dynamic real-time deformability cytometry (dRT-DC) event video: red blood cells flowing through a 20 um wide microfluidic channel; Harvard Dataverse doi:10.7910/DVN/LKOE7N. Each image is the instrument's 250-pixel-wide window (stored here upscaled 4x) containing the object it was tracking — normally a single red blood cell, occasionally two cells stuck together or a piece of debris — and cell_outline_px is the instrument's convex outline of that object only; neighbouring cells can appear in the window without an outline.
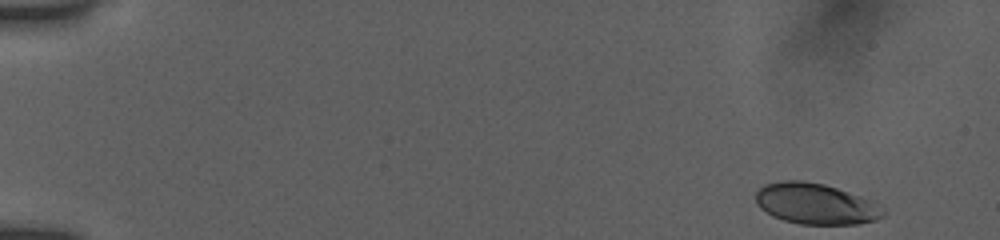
{"species": "human", "species_latin": "Homo sapiens", "temperature_condition": "room temperature", "stored_images_in_passage": 51, "camera_frame_rate_fps": 3000, "um_per_image_px": 0.085, "donor": {"sex": "female"}, "frame": {"image": 1, "passage_image": 1, "time_ms": 0.0, "image_size_px": [1000, 240], "cell_outline_px": [[884, 216], [876, 220], [856, 224], [800, 224], [784, 220], [760, 208], [756, 204], [756, 192], [764, 184], [784, 180], [804, 180], [824, 184], [836, 188], [868, 200], [884, 208]], "centroid_in_image_um": [69.31, 17.32], "position_along_channel_um": 15.7, "area_um2": 30.0}}
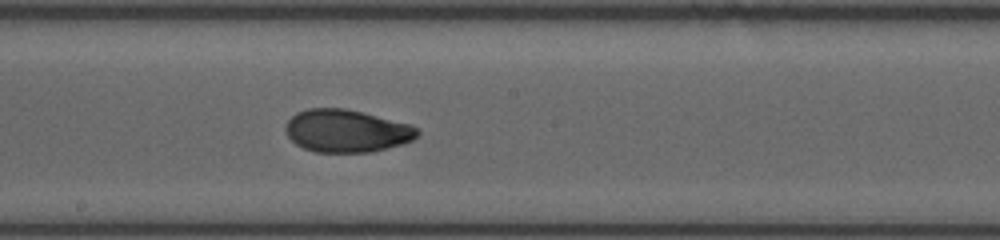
{"frame": {"image": 2, "passage_image": 28, "time_ms": 9.0, "image_size_px": [1000, 240], "cell_outline_px": [[420, 132], [412, 140], [404, 144], [372, 152], [316, 152], [304, 148], [296, 144], [288, 136], [284, 128], [288, 120], [296, 112], [308, 108], [344, 108], [412, 124], [420, 128]], "centroid_in_image_um": [29.48, 11.12], "position_along_channel_um": 218.7, "area_um2": 32.95}}
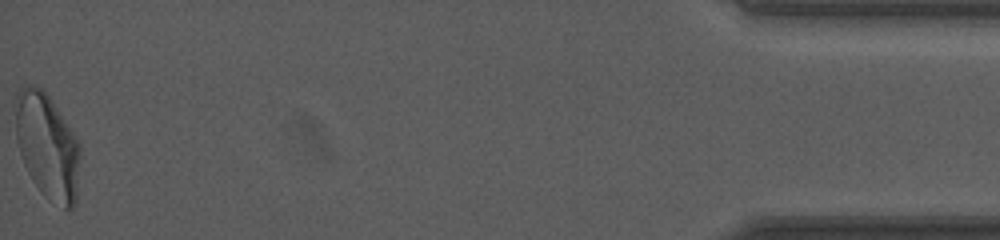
{"frame": {"image": 3, "passage_image": 51, "time_ms": 16.667, "image_size_px": [1000, 240], "cell_outline_px": [[80, 156], [76, 200], [72, 208], [64, 208], [48, 200], [40, 192], [32, 180], [20, 156], [16, 140], [16, 92], [24, 84], [40, 88], [52, 100], [80, 144]], "centroid_in_image_um": [4.01, 12.44], "position_along_channel_um": 431.2, "area_um2": 39.71}, "authors_computed_cell_mechanics": {"area_um2": 32.657, "velocity_mm_per_s": 3.8987, "shape_relaxation_time_tau1_ms": 4.0397, "shape_relaxation_time_tau2_ms": 1.05, "deformation_change_tau1": 0.1541, "deformation_change_tau2": 0.0499}}